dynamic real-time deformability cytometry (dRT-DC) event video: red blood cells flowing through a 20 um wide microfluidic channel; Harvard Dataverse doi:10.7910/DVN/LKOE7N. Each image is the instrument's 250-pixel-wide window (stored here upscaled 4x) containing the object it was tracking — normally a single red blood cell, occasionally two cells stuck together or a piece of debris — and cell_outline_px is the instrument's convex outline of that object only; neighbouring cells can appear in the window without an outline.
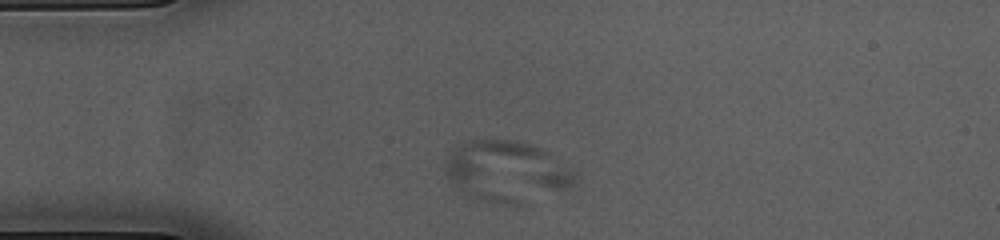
{"species": "common noctule bat (a hibernating species)", "species_latin": "Nyctalus noctula", "temperature_condition": "cold", "stored_images_in_passage": 33, "camera_frame_rate_fps": 3000, "um_per_image_px": 0.085, "animal": {"sex": "female", "body_mass_g": 23.0, "forearm_length_mm": 53.4}, "frame": {"image": 1, "passage_image": 1, "time_ms": 0.0, "image_size_px": [1000, 240], "cell_outline_px": [[576, 176], [572, 184], [524, 204], [504, 204], [484, 200], [452, 184], [444, 172], [444, 160], [456, 144], [472, 140], [516, 140], [532, 144], [548, 152], [576, 172]], "centroid_in_image_um": [43.02, 14.52], "position_along_channel_um": 42.0, "area_um2": 45.43}}
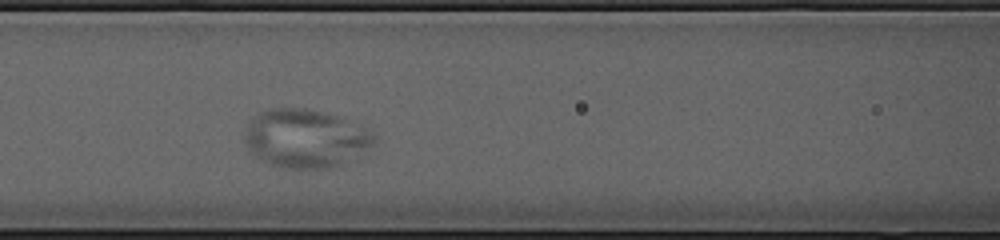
{"frame": {"image": 2, "passage_image": 11, "time_ms": 3.333, "image_size_px": [1000, 240], "cell_outline_px": [[376, 136], [372, 144], [344, 164], [332, 168], [292, 168], [272, 164], [260, 160], [256, 156], [244, 140], [244, 132], [252, 116], [260, 112], [272, 108], [308, 108], [340, 116], [372, 132]], "centroid_in_image_um": [25.94, 11.75], "position_along_channel_um": 140.7, "area_um2": 43.75}}
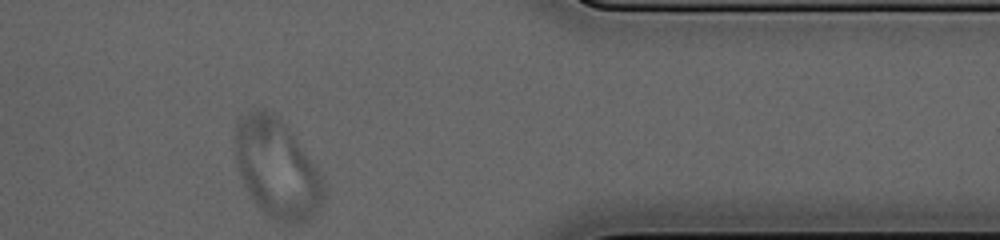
{"frame": {"image": 3, "passage_image": 33, "time_ms": 10.667, "image_size_px": [1000, 240], "cell_outline_px": [[324, 200], [316, 220], [300, 224], [284, 224], [260, 208], [256, 204], [244, 184], [240, 176], [236, 164], [236, 120], [248, 112], [256, 108], [264, 108], [276, 116], [292, 132], [316, 164], [324, 184]], "centroid_in_image_um": [23.59, 14.35], "position_along_channel_um": 387.8, "area_um2": 51.62}}